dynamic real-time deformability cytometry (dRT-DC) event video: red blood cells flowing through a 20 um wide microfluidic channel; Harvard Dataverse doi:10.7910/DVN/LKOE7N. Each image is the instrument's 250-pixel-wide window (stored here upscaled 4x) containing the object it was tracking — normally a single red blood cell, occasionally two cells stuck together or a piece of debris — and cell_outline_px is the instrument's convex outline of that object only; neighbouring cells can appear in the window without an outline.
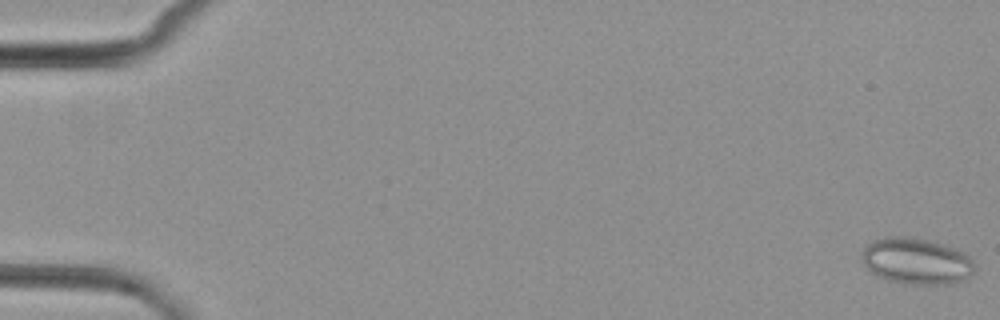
{"species": "common noctule bat (a hibernating species)", "species_latin": "Nyctalus noctula", "temperature_condition": "cold", "stored_images_in_passage": 6, "camera_frame_rate_fps": 3000, "um_per_image_px": 0.085, "animal": {"sex": "female", "body_mass_g": 29.2, "forearm_length_mm": 56.3}, "frame": {"image": 1, "passage_image": 1, "time_ms": 0.0, "image_size_px": [1000, 320], "cell_outline_px": [[976, 272], [968, 280], [948, 284], [904, 284], [884, 280], [876, 276], [864, 264], [860, 256], [860, 252], [872, 240], [888, 236], [904, 236], [936, 240], [964, 252], [972, 260], [976, 268]], "centroid_in_image_um": [77.92, 22.2], "position_along_channel_um": 7.1, "area_um2": 31.39}}